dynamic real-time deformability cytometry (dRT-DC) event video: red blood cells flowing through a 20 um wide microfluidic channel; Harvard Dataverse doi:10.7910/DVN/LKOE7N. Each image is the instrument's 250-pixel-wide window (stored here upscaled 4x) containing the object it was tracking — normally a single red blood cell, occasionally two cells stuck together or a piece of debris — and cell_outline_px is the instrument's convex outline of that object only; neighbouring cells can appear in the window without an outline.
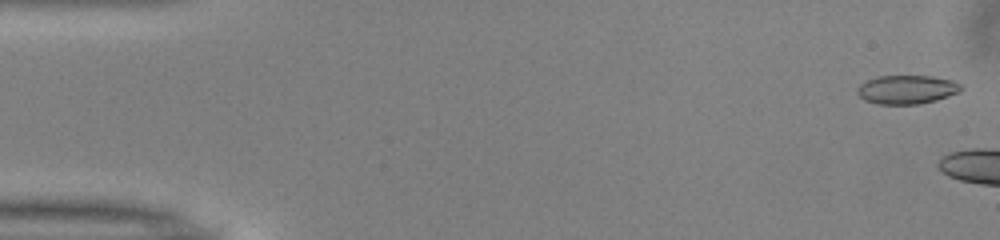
{"species": "common noctule bat (a hibernating species)", "species_latin": "Nyctalus noctula", "temperature_condition": "warm", "stored_images_in_passage": 6, "camera_frame_rate_fps": 3000, "um_per_image_px": 0.085, "animal": {"sex": "male", "body_mass_g": 13.0, "forearm_length_mm": 53.1}, "frame": {"image": 1, "passage_image": 1, "time_ms": 0.0, "image_size_px": [1000, 240], "cell_outline_px": [[964, 88], [960, 92], [936, 100], [916, 104], [876, 104], [864, 100], [856, 92], [856, 88], [860, 84], [876, 76], [932, 76], [952, 80], [960, 84]], "centroid_in_image_um": [77.07, 7.61], "position_along_channel_um": 7.9, "area_um2": 17.46}}